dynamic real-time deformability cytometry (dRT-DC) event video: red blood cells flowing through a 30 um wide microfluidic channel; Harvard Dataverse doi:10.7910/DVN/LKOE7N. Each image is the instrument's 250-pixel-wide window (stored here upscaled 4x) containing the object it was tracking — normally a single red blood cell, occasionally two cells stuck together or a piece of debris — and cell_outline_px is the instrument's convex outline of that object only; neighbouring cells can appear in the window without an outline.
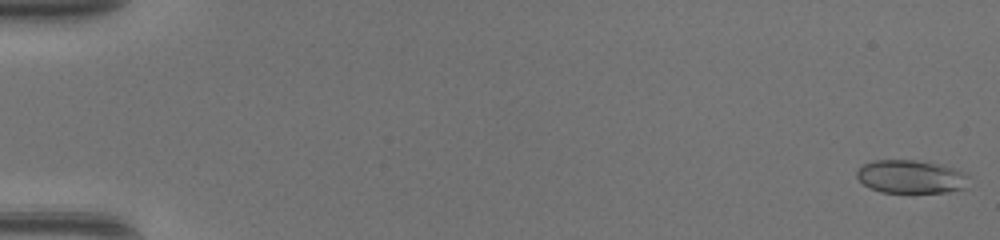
{"species": "common noctule bat (a hibernating species)", "species_latin": "Nyctalus noctula", "temperature_condition": "warm", "stored_images_in_passage": 47, "camera_frame_rate_fps": 3000, "um_per_image_px": 0.085, "animal": {"sex": "female", "body_mass_g": 17.0, "forearm_length_mm": 48.0}, "frame": {"image": 1, "passage_image": 1, "time_ms": 0.0, "image_size_px": [1000, 240], "cell_outline_px": [[968, 176], [964, 188], [948, 192], [880, 192], [864, 184], [856, 176], [856, 172], [864, 164], [872, 160], [916, 160], [944, 164], [968, 172]], "centroid_in_image_um": [77.47, 15.0], "position_along_channel_um": 7.5, "area_um2": 21.85}}
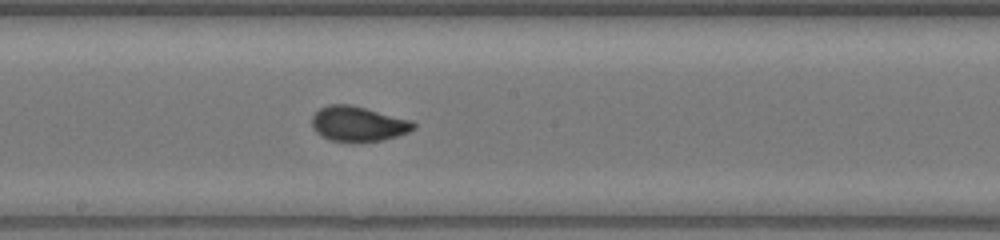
{"frame": {"image": 2, "passage_image": 27, "time_ms": 8.667, "image_size_px": [1000, 240], "cell_outline_px": [[416, 128], [408, 132], [384, 140], [328, 140], [320, 136], [312, 128], [312, 116], [320, 108], [328, 104], [352, 104], [412, 120], [416, 124]], "centroid_in_image_um": [30.44, 10.5], "position_along_channel_um": 217.8, "area_um2": 20.63}}
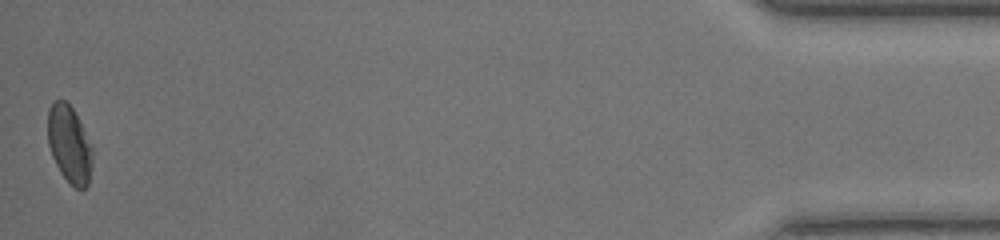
{"frame": {"image": 3, "passage_image": 47, "time_ms": 15.333, "image_size_px": [1000, 240], "cell_outline_px": [[92, 164], [88, 184], [84, 188], [76, 188], [60, 172], [52, 156], [48, 144], [48, 108], [52, 100], [64, 100], [72, 108], [92, 148]], "centroid_in_image_um": [5.87, 12.25], "position_along_channel_um": 429.3, "area_um2": 19.71}}